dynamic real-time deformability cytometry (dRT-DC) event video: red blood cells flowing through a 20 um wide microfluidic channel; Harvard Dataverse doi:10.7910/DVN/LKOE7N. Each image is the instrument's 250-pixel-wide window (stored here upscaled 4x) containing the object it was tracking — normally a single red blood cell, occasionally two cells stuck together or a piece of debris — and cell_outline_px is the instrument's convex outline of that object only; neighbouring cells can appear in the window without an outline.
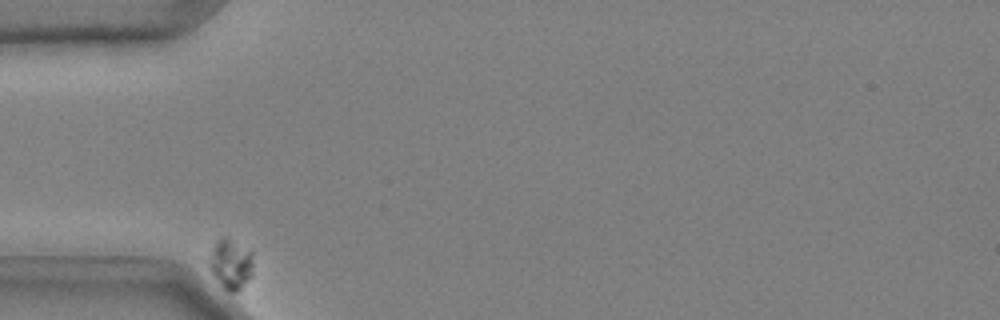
{"species": "common noctule bat (a hibernating species)", "species_latin": "Nyctalus noctula", "temperature_condition": "cold", "stored_images_in_passage": 41, "camera_frame_rate_fps": 3000, "um_per_image_px": 0.085, "animal": {"sex": "male", "body_mass_g": 20.4}, "frame": {"image": 1, "passage_image": 1, "time_ms": 0.0, "image_size_px": [1000, 320], "cell_outline_px": [[252, 276], [236, 292], [228, 292], [212, 276], [208, 268], [208, 260], [216, 240], [224, 236], [228, 236], [252, 252]], "centroid_in_image_um": [19.58, 22.43], "position_along_channel_um": 65.4, "area_um2": 13.06}}
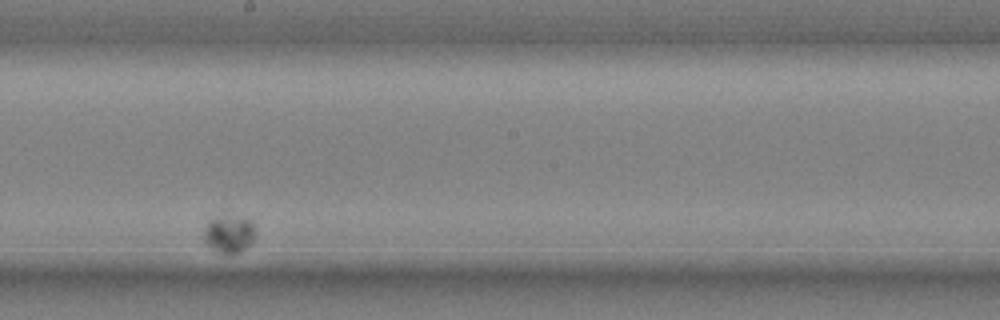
{"frame": {"image": 2, "passage_image": 24, "time_ms": 7.667, "image_size_px": [1000, 320], "cell_outline_px": [[252, 240], [244, 248], [232, 256], [228, 256], [212, 248], [204, 240], [204, 228], [208, 220], [248, 220], [252, 224]], "centroid_in_image_um": [19.4, 20.01], "position_along_channel_um": 228.8, "area_um2": 10.12}}
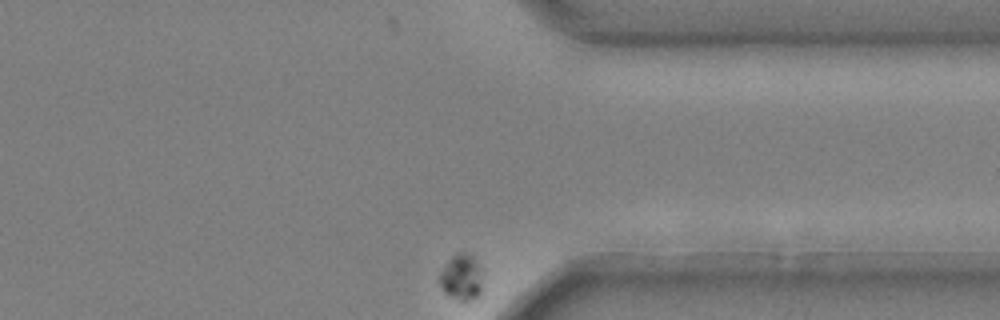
{"frame": {"image": 3, "passage_image": 41, "time_ms": 13.333, "image_size_px": [1000, 320], "cell_outline_px": [[480, 292], [476, 296], [468, 300], [460, 300], [448, 296], [444, 292], [440, 284], [440, 276], [444, 268], [452, 256], [460, 252], [472, 252], [476, 256], [480, 264]], "centroid_in_image_um": [39.24, 23.51], "position_along_channel_um": 372.2, "area_um2": 11.33}}